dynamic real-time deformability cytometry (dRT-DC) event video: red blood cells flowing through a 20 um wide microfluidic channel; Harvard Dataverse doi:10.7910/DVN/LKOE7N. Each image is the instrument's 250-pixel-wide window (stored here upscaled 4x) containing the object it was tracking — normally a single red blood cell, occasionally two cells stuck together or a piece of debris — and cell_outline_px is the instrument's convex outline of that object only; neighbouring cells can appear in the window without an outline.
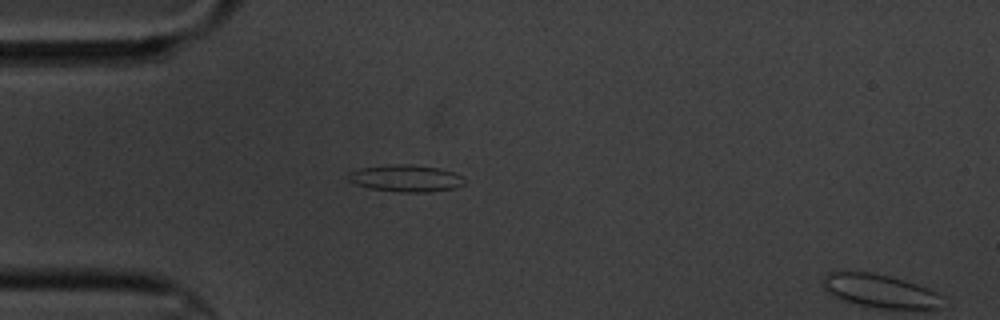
{"species": "common noctule bat (a hibernating species)", "species_latin": "Nyctalus noctula", "temperature_condition": "cold", "stored_images_in_passage": 2, "segment_of_instrument_passage": [1, 2], "camera_frame_rate_fps": 3000, "um_per_image_px": 0.085, "animal": {"sex": "male", "body_mass_g": 20.1, "forearm_length_mm": 53.5}, "frame": {"image": 1, "passage_image": 1, "time_ms": 0.0, "image_size_px": [1000, 320], "cell_outline_px": [[464, 184], [456, 188], [428, 192], [400, 192], [368, 188], [356, 184], [348, 180], [348, 172], [360, 168], [392, 164], [412, 164], [440, 168], [456, 172], [464, 176]], "centroid_in_image_um": [34.53, 15.15], "position_along_channel_um": 50.5, "area_um2": 18.5}}